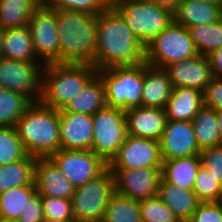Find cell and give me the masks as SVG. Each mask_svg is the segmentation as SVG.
I'll return each mask as SVG.
<instances>
[{
	"label": "cell",
	"mask_w": 222,
	"mask_h": 222,
	"mask_svg": "<svg viewBox=\"0 0 222 222\" xmlns=\"http://www.w3.org/2000/svg\"><path fill=\"white\" fill-rule=\"evenodd\" d=\"M97 50L94 67H138L146 62L145 46L135 37L124 19L112 8L97 14Z\"/></svg>",
	"instance_id": "cell-1"
},
{
	"label": "cell",
	"mask_w": 222,
	"mask_h": 222,
	"mask_svg": "<svg viewBox=\"0 0 222 222\" xmlns=\"http://www.w3.org/2000/svg\"><path fill=\"white\" fill-rule=\"evenodd\" d=\"M59 34V63L92 64L97 50V15L53 9Z\"/></svg>",
	"instance_id": "cell-2"
},
{
	"label": "cell",
	"mask_w": 222,
	"mask_h": 222,
	"mask_svg": "<svg viewBox=\"0 0 222 222\" xmlns=\"http://www.w3.org/2000/svg\"><path fill=\"white\" fill-rule=\"evenodd\" d=\"M59 125V110L35 102L19 118L15 129L28 155L48 158L60 149Z\"/></svg>",
	"instance_id": "cell-3"
},
{
	"label": "cell",
	"mask_w": 222,
	"mask_h": 222,
	"mask_svg": "<svg viewBox=\"0 0 222 222\" xmlns=\"http://www.w3.org/2000/svg\"><path fill=\"white\" fill-rule=\"evenodd\" d=\"M96 73L97 69L92 64L44 65L39 102L44 106L62 110Z\"/></svg>",
	"instance_id": "cell-4"
},
{
	"label": "cell",
	"mask_w": 222,
	"mask_h": 222,
	"mask_svg": "<svg viewBox=\"0 0 222 222\" xmlns=\"http://www.w3.org/2000/svg\"><path fill=\"white\" fill-rule=\"evenodd\" d=\"M112 8L145 47L173 22L169 9L145 0H122Z\"/></svg>",
	"instance_id": "cell-5"
},
{
	"label": "cell",
	"mask_w": 222,
	"mask_h": 222,
	"mask_svg": "<svg viewBox=\"0 0 222 222\" xmlns=\"http://www.w3.org/2000/svg\"><path fill=\"white\" fill-rule=\"evenodd\" d=\"M97 74L104 84L106 106L124 111L143 107L144 64L101 69Z\"/></svg>",
	"instance_id": "cell-6"
},
{
	"label": "cell",
	"mask_w": 222,
	"mask_h": 222,
	"mask_svg": "<svg viewBox=\"0 0 222 222\" xmlns=\"http://www.w3.org/2000/svg\"><path fill=\"white\" fill-rule=\"evenodd\" d=\"M115 193L114 173L107 168L96 178L75 188L71 198L76 222H101L108 201Z\"/></svg>",
	"instance_id": "cell-7"
},
{
	"label": "cell",
	"mask_w": 222,
	"mask_h": 222,
	"mask_svg": "<svg viewBox=\"0 0 222 222\" xmlns=\"http://www.w3.org/2000/svg\"><path fill=\"white\" fill-rule=\"evenodd\" d=\"M146 63L165 68L198 54L189 30L173 21L145 47Z\"/></svg>",
	"instance_id": "cell-8"
},
{
	"label": "cell",
	"mask_w": 222,
	"mask_h": 222,
	"mask_svg": "<svg viewBox=\"0 0 222 222\" xmlns=\"http://www.w3.org/2000/svg\"><path fill=\"white\" fill-rule=\"evenodd\" d=\"M93 133L91 151L109 164L128 135L125 111L109 106L97 111L93 115Z\"/></svg>",
	"instance_id": "cell-9"
},
{
	"label": "cell",
	"mask_w": 222,
	"mask_h": 222,
	"mask_svg": "<svg viewBox=\"0 0 222 222\" xmlns=\"http://www.w3.org/2000/svg\"><path fill=\"white\" fill-rule=\"evenodd\" d=\"M43 64L0 58V88L27 96L33 103L41 97Z\"/></svg>",
	"instance_id": "cell-10"
},
{
	"label": "cell",
	"mask_w": 222,
	"mask_h": 222,
	"mask_svg": "<svg viewBox=\"0 0 222 222\" xmlns=\"http://www.w3.org/2000/svg\"><path fill=\"white\" fill-rule=\"evenodd\" d=\"M27 26L37 59L43 65L59 63V34L55 11L42 3Z\"/></svg>",
	"instance_id": "cell-11"
},
{
	"label": "cell",
	"mask_w": 222,
	"mask_h": 222,
	"mask_svg": "<svg viewBox=\"0 0 222 222\" xmlns=\"http://www.w3.org/2000/svg\"><path fill=\"white\" fill-rule=\"evenodd\" d=\"M75 188L102 174L108 164L91 150L59 149L49 157Z\"/></svg>",
	"instance_id": "cell-12"
},
{
	"label": "cell",
	"mask_w": 222,
	"mask_h": 222,
	"mask_svg": "<svg viewBox=\"0 0 222 222\" xmlns=\"http://www.w3.org/2000/svg\"><path fill=\"white\" fill-rule=\"evenodd\" d=\"M160 141L127 135L109 169L162 168Z\"/></svg>",
	"instance_id": "cell-13"
},
{
	"label": "cell",
	"mask_w": 222,
	"mask_h": 222,
	"mask_svg": "<svg viewBox=\"0 0 222 222\" xmlns=\"http://www.w3.org/2000/svg\"><path fill=\"white\" fill-rule=\"evenodd\" d=\"M161 169H110L114 173L115 192L138 201L157 196Z\"/></svg>",
	"instance_id": "cell-14"
},
{
	"label": "cell",
	"mask_w": 222,
	"mask_h": 222,
	"mask_svg": "<svg viewBox=\"0 0 222 222\" xmlns=\"http://www.w3.org/2000/svg\"><path fill=\"white\" fill-rule=\"evenodd\" d=\"M159 141L163 160L190 157L201 151L191 121L167 120Z\"/></svg>",
	"instance_id": "cell-15"
},
{
	"label": "cell",
	"mask_w": 222,
	"mask_h": 222,
	"mask_svg": "<svg viewBox=\"0 0 222 222\" xmlns=\"http://www.w3.org/2000/svg\"><path fill=\"white\" fill-rule=\"evenodd\" d=\"M164 69L174 88L189 87L203 92L214 78L208 56L201 54L172 63Z\"/></svg>",
	"instance_id": "cell-16"
},
{
	"label": "cell",
	"mask_w": 222,
	"mask_h": 222,
	"mask_svg": "<svg viewBox=\"0 0 222 222\" xmlns=\"http://www.w3.org/2000/svg\"><path fill=\"white\" fill-rule=\"evenodd\" d=\"M60 149L91 150L93 115L74 112H60Z\"/></svg>",
	"instance_id": "cell-17"
},
{
	"label": "cell",
	"mask_w": 222,
	"mask_h": 222,
	"mask_svg": "<svg viewBox=\"0 0 222 222\" xmlns=\"http://www.w3.org/2000/svg\"><path fill=\"white\" fill-rule=\"evenodd\" d=\"M35 185L41 196L71 199L75 191L73 184L49 157L36 158Z\"/></svg>",
	"instance_id": "cell-18"
},
{
	"label": "cell",
	"mask_w": 222,
	"mask_h": 222,
	"mask_svg": "<svg viewBox=\"0 0 222 222\" xmlns=\"http://www.w3.org/2000/svg\"><path fill=\"white\" fill-rule=\"evenodd\" d=\"M129 135L160 140L165 129L167 116L165 109L139 107L125 111Z\"/></svg>",
	"instance_id": "cell-19"
},
{
	"label": "cell",
	"mask_w": 222,
	"mask_h": 222,
	"mask_svg": "<svg viewBox=\"0 0 222 222\" xmlns=\"http://www.w3.org/2000/svg\"><path fill=\"white\" fill-rule=\"evenodd\" d=\"M173 88L168 73L164 68L144 63V85L141 96L143 107L165 109Z\"/></svg>",
	"instance_id": "cell-20"
},
{
	"label": "cell",
	"mask_w": 222,
	"mask_h": 222,
	"mask_svg": "<svg viewBox=\"0 0 222 222\" xmlns=\"http://www.w3.org/2000/svg\"><path fill=\"white\" fill-rule=\"evenodd\" d=\"M157 196L180 222H189L200 201L193 190H187L160 180Z\"/></svg>",
	"instance_id": "cell-21"
},
{
	"label": "cell",
	"mask_w": 222,
	"mask_h": 222,
	"mask_svg": "<svg viewBox=\"0 0 222 222\" xmlns=\"http://www.w3.org/2000/svg\"><path fill=\"white\" fill-rule=\"evenodd\" d=\"M203 105L202 91L189 87L173 88L165 107L167 120L192 121Z\"/></svg>",
	"instance_id": "cell-22"
},
{
	"label": "cell",
	"mask_w": 222,
	"mask_h": 222,
	"mask_svg": "<svg viewBox=\"0 0 222 222\" xmlns=\"http://www.w3.org/2000/svg\"><path fill=\"white\" fill-rule=\"evenodd\" d=\"M106 106L104 84L96 73L78 92L69 100L59 112H74L87 115H94L97 111Z\"/></svg>",
	"instance_id": "cell-23"
},
{
	"label": "cell",
	"mask_w": 222,
	"mask_h": 222,
	"mask_svg": "<svg viewBox=\"0 0 222 222\" xmlns=\"http://www.w3.org/2000/svg\"><path fill=\"white\" fill-rule=\"evenodd\" d=\"M200 166L201 160L199 154L190 157L163 160L161 177L169 184L193 190L197 171Z\"/></svg>",
	"instance_id": "cell-24"
},
{
	"label": "cell",
	"mask_w": 222,
	"mask_h": 222,
	"mask_svg": "<svg viewBox=\"0 0 222 222\" xmlns=\"http://www.w3.org/2000/svg\"><path fill=\"white\" fill-rule=\"evenodd\" d=\"M219 17L220 6L196 0H182L173 12V21L187 29L213 23Z\"/></svg>",
	"instance_id": "cell-25"
},
{
	"label": "cell",
	"mask_w": 222,
	"mask_h": 222,
	"mask_svg": "<svg viewBox=\"0 0 222 222\" xmlns=\"http://www.w3.org/2000/svg\"><path fill=\"white\" fill-rule=\"evenodd\" d=\"M2 57L17 61L40 62L33 50L28 26L4 30Z\"/></svg>",
	"instance_id": "cell-26"
},
{
	"label": "cell",
	"mask_w": 222,
	"mask_h": 222,
	"mask_svg": "<svg viewBox=\"0 0 222 222\" xmlns=\"http://www.w3.org/2000/svg\"><path fill=\"white\" fill-rule=\"evenodd\" d=\"M36 157L26 155L23 159L0 166V193L23 185H35Z\"/></svg>",
	"instance_id": "cell-27"
},
{
	"label": "cell",
	"mask_w": 222,
	"mask_h": 222,
	"mask_svg": "<svg viewBox=\"0 0 222 222\" xmlns=\"http://www.w3.org/2000/svg\"><path fill=\"white\" fill-rule=\"evenodd\" d=\"M42 0H0V28L3 30L27 26Z\"/></svg>",
	"instance_id": "cell-28"
},
{
	"label": "cell",
	"mask_w": 222,
	"mask_h": 222,
	"mask_svg": "<svg viewBox=\"0 0 222 222\" xmlns=\"http://www.w3.org/2000/svg\"><path fill=\"white\" fill-rule=\"evenodd\" d=\"M191 122L200 150L222 144L215 109L203 105Z\"/></svg>",
	"instance_id": "cell-29"
},
{
	"label": "cell",
	"mask_w": 222,
	"mask_h": 222,
	"mask_svg": "<svg viewBox=\"0 0 222 222\" xmlns=\"http://www.w3.org/2000/svg\"><path fill=\"white\" fill-rule=\"evenodd\" d=\"M36 192V185H23L0 193V218L17 221Z\"/></svg>",
	"instance_id": "cell-30"
},
{
	"label": "cell",
	"mask_w": 222,
	"mask_h": 222,
	"mask_svg": "<svg viewBox=\"0 0 222 222\" xmlns=\"http://www.w3.org/2000/svg\"><path fill=\"white\" fill-rule=\"evenodd\" d=\"M33 102L23 94L0 89V126L15 127Z\"/></svg>",
	"instance_id": "cell-31"
},
{
	"label": "cell",
	"mask_w": 222,
	"mask_h": 222,
	"mask_svg": "<svg viewBox=\"0 0 222 222\" xmlns=\"http://www.w3.org/2000/svg\"><path fill=\"white\" fill-rule=\"evenodd\" d=\"M198 54L209 56L222 47V22L196 25L188 28Z\"/></svg>",
	"instance_id": "cell-32"
},
{
	"label": "cell",
	"mask_w": 222,
	"mask_h": 222,
	"mask_svg": "<svg viewBox=\"0 0 222 222\" xmlns=\"http://www.w3.org/2000/svg\"><path fill=\"white\" fill-rule=\"evenodd\" d=\"M102 222H141L139 201L115 192L108 201Z\"/></svg>",
	"instance_id": "cell-33"
},
{
	"label": "cell",
	"mask_w": 222,
	"mask_h": 222,
	"mask_svg": "<svg viewBox=\"0 0 222 222\" xmlns=\"http://www.w3.org/2000/svg\"><path fill=\"white\" fill-rule=\"evenodd\" d=\"M26 155L15 127L0 126V166L19 161Z\"/></svg>",
	"instance_id": "cell-34"
},
{
	"label": "cell",
	"mask_w": 222,
	"mask_h": 222,
	"mask_svg": "<svg viewBox=\"0 0 222 222\" xmlns=\"http://www.w3.org/2000/svg\"><path fill=\"white\" fill-rule=\"evenodd\" d=\"M193 191L200 202L222 201V184L202 166L197 171Z\"/></svg>",
	"instance_id": "cell-35"
},
{
	"label": "cell",
	"mask_w": 222,
	"mask_h": 222,
	"mask_svg": "<svg viewBox=\"0 0 222 222\" xmlns=\"http://www.w3.org/2000/svg\"><path fill=\"white\" fill-rule=\"evenodd\" d=\"M141 222H180L158 196L139 201Z\"/></svg>",
	"instance_id": "cell-36"
},
{
	"label": "cell",
	"mask_w": 222,
	"mask_h": 222,
	"mask_svg": "<svg viewBox=\"0 0 222 222\" xmlns=\"http://www.w3.org/2000/svg\"><path fill=\"white\" fill-rule=\"evenodd\" d=\"M44 218L53 220L74 219L71 199L41 196Z\"/></svg>",
	"instance_id": "cell-37"
},
{
	"label": "cell",
	"mask_w": 222,
	"mask_h": 222,
	"mask_svg": "<svg viewBox=\"0 0 222 222\" xmlns=\"http://www.w3.org/2000/svg\"><path fill=\"white\" fill-rule=\"evenodd\" d=\"M43 3L52 9L83 11L95 15L106 8L101 0H43Z\"/></svg>",
	"instance_id": "cell-38"
},
{
	"label": "cell",
	"mask_w": 222,
	"mask_h": 222,
	"mask_svg": "<svg viewBox=\"0 0 222 222\" xmlns=\"http://www.w3.org/2000/svg\"><path fill=\"white\" fill-rule=\"evenodd\" d=\"M199 156L201 166L222 184V144L202 149Z\"/></svg>",
	"instance_id": "cell-39"
},
{
	"label": "cell",
	"mask_w": 222,
	"mask_h": 222,
	"mask_svg": "<svg viewBox=\"0 0 222 222\" xmlns=\"http://www.w3.org/2000/svg\"><path fill=\"white\" fill-rule=\"evenodd\" d=\"M189 222H222V201L200 202Z\"/></svg>",
	"instance_id": "cell-40"
},
{
	"label": "cell",
	"mask_w": 222,
	"mask_h": 222,
	"mask_svg": "<svg viewBox=\"0 0 222 222\" xmlns=\"http://www.w3.org/2000/svg\"><path fill=\"white\" fill-rule=\"evenodd\" d=\"M44 220L41 195L36 192L28 201L26 208L16 222H42Z\"/></svg>",
	"instance_id": "cell-41"
},
{
	"label": "cell",
	"mask_w": 222,
	"mask_h": 222,
	"mask_svg": "<svg viewBox=\"0 0 222 222\" xmlns=\"http://www.w3.org/2000/svg\"><path fill=\"white\" fill-rule=\"evenodd\" d=\"M203 104L217 112L222 111V81L213 78L203 91Z\"/></svg>",
	"instance_id": "cell-42"
},
{
	"label": "cell",
	"mask_w": 222,
	"mask_h": 222,
	"mask_svg": "<svg viewBox=\"0 0 222 222\" xmlns=\"http://www.w3.org/2000/svg\"><path fill=\"white\" fill-rule=\"evenodd\" d=\"M211 65V71L214 78L222 75V47L215 50L208 56Z\"/></svg>",
	"instance_id": "cell-43"
},
{
	"label": "cell",
	"mask_w": 222,
	"mask_h": 222,
	"mask_svg": "<svg viewBox=\"0 0 222 222\" xmlns=\"http://www.w3.org/2000/svg\"><path fill=\"white\" fill-rule=\"evenodd\" d=\"M145 1L155 3L158 6L165 7L173 13L177 9L179 3L182 0H145Z\"/></svg>",
	"instance_id": "cell-44"
},
{
	"label": "cell",
	"mask_w": 222,
	"mask_h": 222,
	"mask_svg": "<svg viewBox=\"0 0 222 222\" xmlns=\"http://www.w3.org/2000/svg\"><path fill=\"white\" fill-rule=\"evenodd\" d=\"M120 1L122 0H101V2L106 6V7H112L117 5Z\"/></svg>",
	"instance_id": "cell-45"
},
{
	"label": "cell",
	"mask_w": 222,
	"mask_h": 222,
	"mask_svg": "<svg viewBox=\"0 0 222 222\" xmlns=\"http://www.w3.org/2000/svg\"><path fill=\"white\" fill-rule=\"evenodd\" d=\"M217 120H218V126H219L221 139H222V111L217 112Z\"/></svg>",
	"instance_id": "cell-46"
},
{
	"label": "cell",
	"mask_w": 222,
	"mask_h": 222,
	"mask_svg": "<svg viewBox=\"0 0 222 222\" xmlns=\"http://www.w3.org/2000/svg\"><path fill=\"white\" fill-rule=\"evenodd\" d=\"M42 222H76L74 219H67V220H53V219H49V218H44V220Z\"/></svg>",
	"instance_id": "cell-47"
},
{
	"label": "cell",
	"mask_w": 222,
	"mask_h": 222,
	"mask_svg": "<svg viewBox=\"0 0 222 222\" xmlns=\"http://www.w3.org/2000/svg\"><path fill=\"white\" fill-rule=\"evenodd\" d=\"M196 1L210 3V4H214V5H218V6L222 5V0H196Z\"/></svg>",
	"instance_id": "cell-48"
},
{
	"label": "cell",
	"mask_w": 222,
	"mask_h": 222,
	"mask_svg": "<svg viewBox=\"0 0 222 222\" xmlns=\"http://www.w3.org/2000/svg\"><path fill=\"white\" fill-rule=\"evenodd\" d=\"M4 30L0 28V58L2 57V38Z\"/></svg>",
	"instance_id": "cell-49"
},
{
	"label": "cell",
	"mask_w": 222,
	"mask_h": 222,
	"mask_svg": "<svg viewBox=\"0 0 222 222\" xmlns=\"http://www.w3.org/2000/svg\"><path fill=\"white\" fill-rule=\"evenodd\" d=\"M0 222H16L14 220H9V219H4V218H0Z\"/></svg>",
	"instance_id": "cell-50"
},
{
	"label": "cell",
	"mask_w": 222,
	"mask_h": 222,
	"mask_svg": "<svg viewBox=\"0 0 222 222\" xmlns=\"http://www.w3.org/2000/svg\"><path fill=\"white\" fill-rule=\"evenodd\" d=\"M219 19H220L221 22H222V5L220 6V17H219Z\"/></svg>",
	"instance_id": "cell-51"
}]
</instances>
